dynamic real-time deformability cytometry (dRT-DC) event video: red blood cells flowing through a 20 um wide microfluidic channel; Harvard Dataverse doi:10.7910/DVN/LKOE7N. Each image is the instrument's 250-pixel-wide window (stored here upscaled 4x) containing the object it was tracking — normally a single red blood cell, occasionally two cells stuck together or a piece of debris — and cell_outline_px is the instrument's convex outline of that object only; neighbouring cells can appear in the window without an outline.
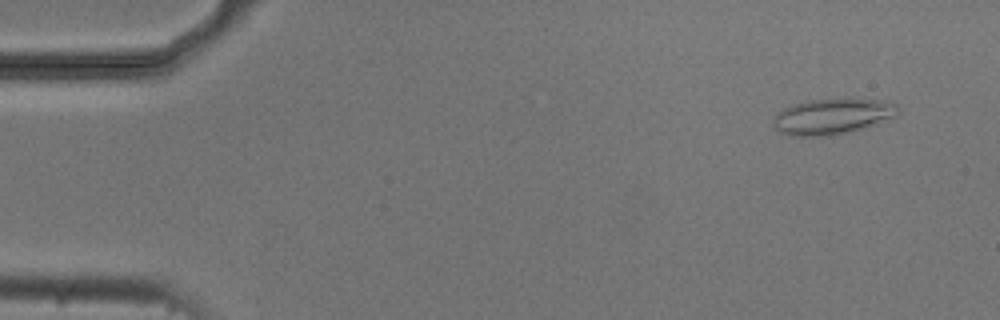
{"species": "common noctule bat (a hibernating species)", "species_latin": "Nyctalus noctula", "temperature_condition": "cold", "stored_images_in_passage": 54, "camera_frame_rate_fps": 3000, "um_per_image_px": 0.085, "animal": {"sex": "male", "body_mass_g": 20.5, "forearm_length_mm": 52.5}, "frame": {"image": 1, "passage_image": 4, "time_ms": 1.0, "image_size_px": [1000, 320], "cell_outline_px": [[900, 112], [896, 116], [848, 132], [828, 136], [792, 136], [780, 132], [772, 128], [776, 116], [784, 108], [792, 104], [808, 100], [844, 96], [888, 100], [896, 104], [900, 108]], "centroid_in_image_um": [70.79, 9.84], "position_along_channel_um": 14.2, "area_um2": 26.65}}
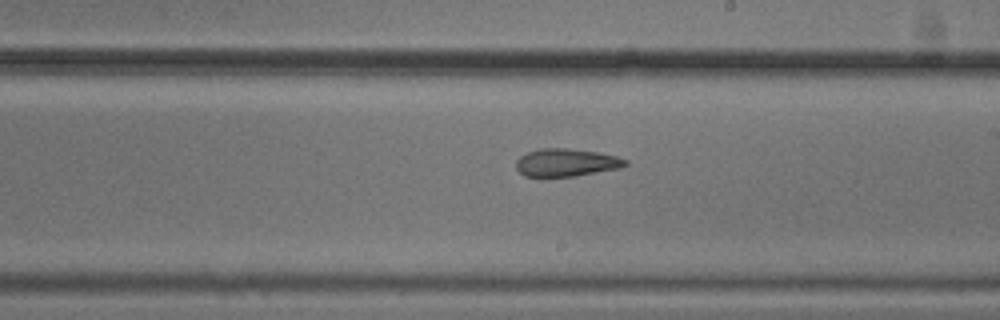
{"frame": {"image": 2, "passage_image": 31, "time_ms": 10.0, "image_size_px": [1000, 320], "cell_outline_px": [[628, 164], [620, 168], [576, 176], [540, 180], [524, 176], [516, 168], [516, 160], [520, 156], [528, 152], [540, 148], [568, 148], [596, 152], [616, 156], [628, 160]], "centroid_in_image_um": [48.07, 13.86], "position_along_channel_um": 240.9, "area_um2": 18.38}}
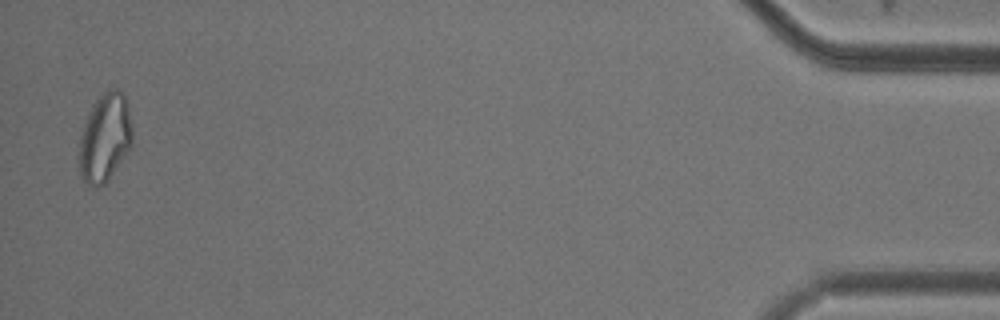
{"frame": {"image": 3, "passage_image": 53, "time_ms": 17.333, "image_size_px": [1000, 320], "cell_outline_px": [[132, 148], [108, 180], [104, 184], [96, 188], [92, 188], [84, 184], [80, 172], [80, 136], [84, 124], [92, 104], [108, 88], [120, 88], [124, 96], [128, 108], [132, 124]], "centroid_in_image_um": [8.94, 11.73], "position_along_channel_um": 426.3, "area_um2": 27.74}, "authors_computed_cell_mechanics": {"area_um2": 20.7213, "velocity_mm_per_s": 3.7226, "shape_relaxation_time_tau1_ms": null, "shape_relaxation_time_tau2_ms": 4.1334, "deformation_change_tau1": null, "deformation_change_tau2": 0.1191}}